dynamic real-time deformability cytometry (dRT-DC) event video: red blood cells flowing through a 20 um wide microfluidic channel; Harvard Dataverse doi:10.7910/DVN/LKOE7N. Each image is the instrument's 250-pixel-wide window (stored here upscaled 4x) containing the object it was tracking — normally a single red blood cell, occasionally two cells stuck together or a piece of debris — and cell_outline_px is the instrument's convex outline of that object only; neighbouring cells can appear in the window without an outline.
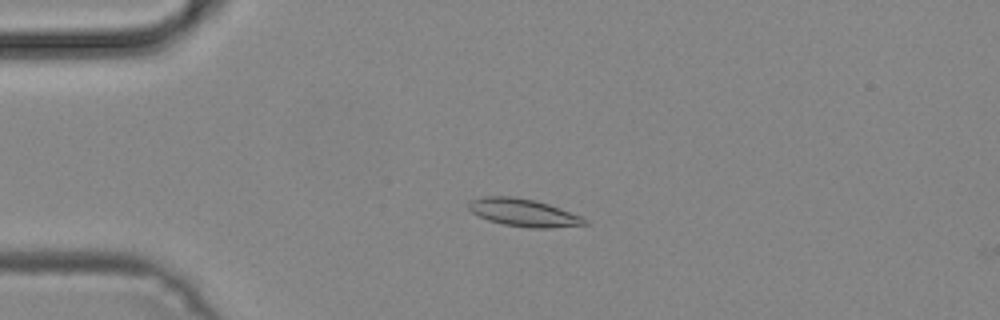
{"species": "common noctule bat (a hibernating species)", "species_latin": "Nyctalus noctula", "temperature_condition": "cold", "stored_images_in_passage": 50, "camera_frame_rate_fps": 3000, "um_per_image_px": 0.085, "animal": {"sex": "male", "body_mass_g": 19.2, "forearm_length_mm": 51.8}, "frame": {"image": 1, "passage_image": 12, "time_ms": 3.667, "image_size_px": [1000, 320], "cell_outline_px": [[588, 224], [552, 228], [528, 228], [504, 224], [488, 220], [472, 212], [468, 208], [468, 200], [484, 196], [512, 196], [536, 200], [548, 204], [580, 216], [588, 220]], "centroid_in_image_um": [44.48, 18.07], "position_along_channel_um": 40.5, "area_um2": 18.67}}
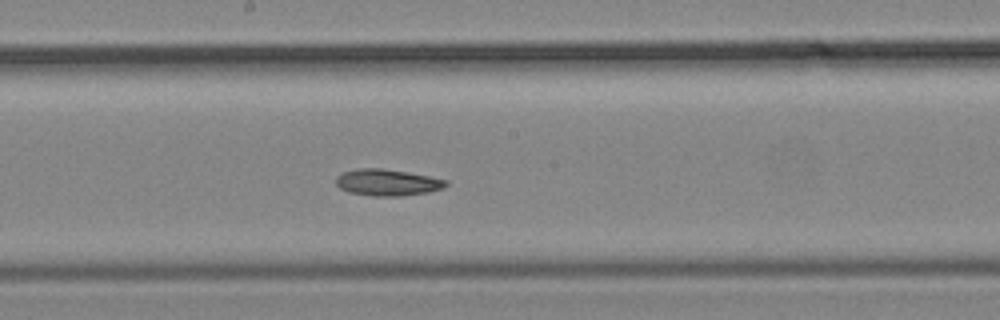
{"frame": {"image": 2, "passage_image": 27, "time_ms": 8.667, "image_size_px": [1000, 320], "cell_outline_px": [[448, 184], [444, 188], [428, 192], [404, 196], [372, 196], [348, 192], [340, 188], [336, 184], [336, 176], [344, 172], [356, 168], [380, 168], [408, 172], [448, 180]], "centroid_in_image_um": [32.93, 15.51], "position_along_channel_um": 215.3, "area_um2": 17.11}}
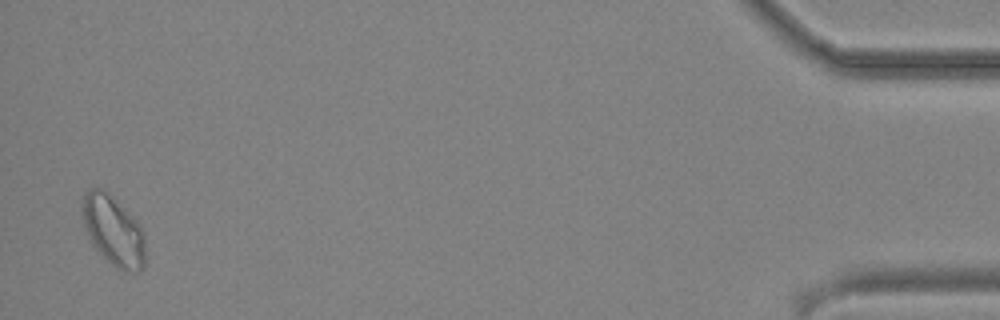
{"frame": {"image": 3, "passage_image": 49, "time_ms": 16.0, "image_size_px": [1000, 320], "cell_outline_px": [[144, 268], [140, 272], [124, 272], [116, 268], [92, 244], [88, 236], [84, 224], [80, 208], [80, 204], [88, 188], [104, 188], [136, 220], [144, 232]], "centroid_in_image_um": [9.62, 19.6], "position_along_channel_um": 425.6, "area_um2": 25.78}}